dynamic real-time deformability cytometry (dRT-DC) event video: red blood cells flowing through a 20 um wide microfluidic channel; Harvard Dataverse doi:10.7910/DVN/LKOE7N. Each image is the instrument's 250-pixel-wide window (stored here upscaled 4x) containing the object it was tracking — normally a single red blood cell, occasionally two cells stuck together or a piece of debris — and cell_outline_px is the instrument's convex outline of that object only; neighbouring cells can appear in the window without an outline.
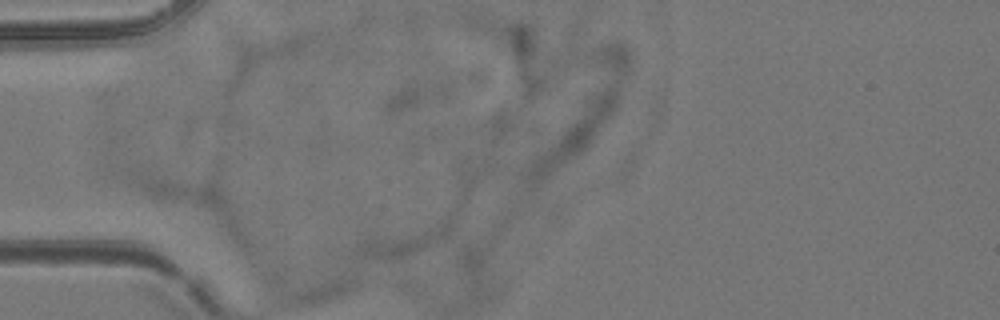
{"species": "common noctule bat (a hibernating species)", "species_latin": "Nyctalus noctula", "temperature_condition": "room temperature", "stored_images_in_passage": 3, "segment_of_instrument_passage": [1, 2], "camera_frame_rate_fps": 3000, "um_per_image_px": 0.085, "animal": {"sex": "female", "body_mass_g": 24.6, "forearm_length_mm": 56.2}, "frame": {"image": 1, "passage_image": 2, "time_ms": 0.333, "image_size_px": [1000, 320], "cell_outline_px": [[456, 212], [448, 236], [416, 252], [396, 260], [384, 260], [364, 256], [352, 252], [364, 240], [456, 208]], "centroid_in_image_um": [34.66, 20.24], "position_along_channel_um": 50.3, "area_um2": 17.98}}